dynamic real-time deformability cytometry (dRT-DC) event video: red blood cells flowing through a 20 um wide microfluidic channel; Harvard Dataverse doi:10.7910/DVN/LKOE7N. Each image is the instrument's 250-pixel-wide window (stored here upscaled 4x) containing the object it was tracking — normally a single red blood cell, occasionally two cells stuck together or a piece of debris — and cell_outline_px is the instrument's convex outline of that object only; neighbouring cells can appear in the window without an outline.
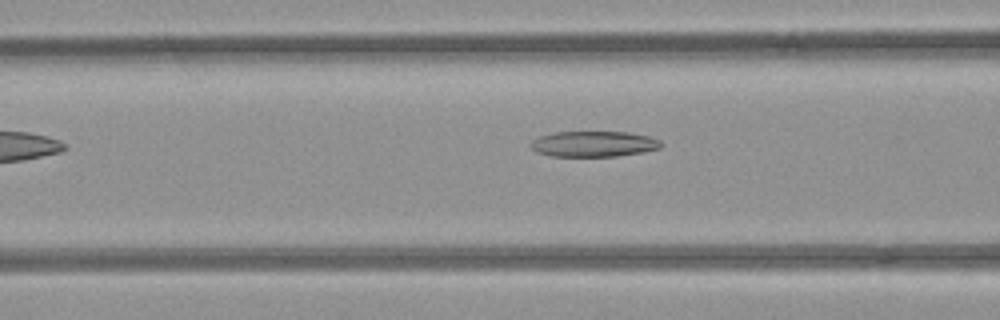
{"species": "common noctule bat (a hibernating species)", "species_latin": "Nyctalus noctula", "temperature_condition": "room temperature", "stored_images_in_passage": 37, "camera_frame_rate_fps": 3000, "um_per_image_px": 0.085, "animal": {"sex": "female", "body_mass_g": 21.9}, "frame": {"image": 1, "passage_image": 5, "time_ms": 1.333, "image_size_px": [1000, 320], "cell_outline_px": [[664, 144], [660, 148], [644, 152], [616, 156], [552, 156], [536, 152], [528, 144], [532, 140], [540, 136], [556, 132], [628, 132], [648, 136], [660, 140]], "centroid_in_image_um": [50.47, 12.23], "position_along_channel_um": 116.1, "area_um2": 19.54}}
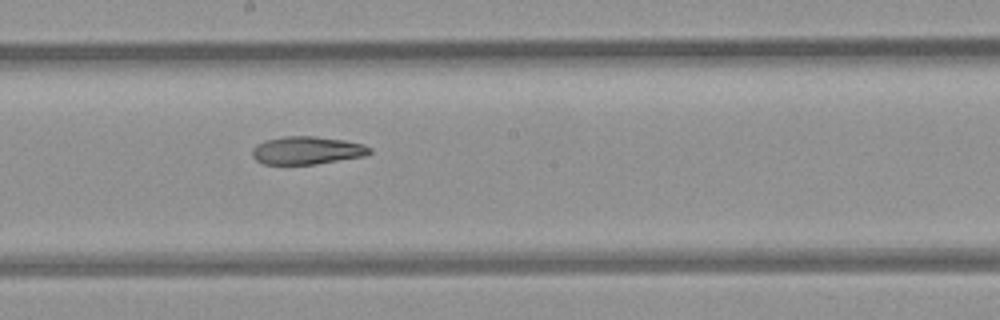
{"frame": {"image": 2, "passage_image": 13, "time_ms": 4.0, "image_size_px": [1000, 320], "cell_outline_px": [[372, 152], [364, 156], [316, 164], [264, 164], [256, 160], [252, 156], [252, 148], [256, 144], [264, 140], [284, 136], [316, 136], [344, 140], [364, 144], [372, 148]], "centroid_in_image_um": [26.09, 12.77], "position_along_channel_um": 222.1, "area_um2": 19.25}}
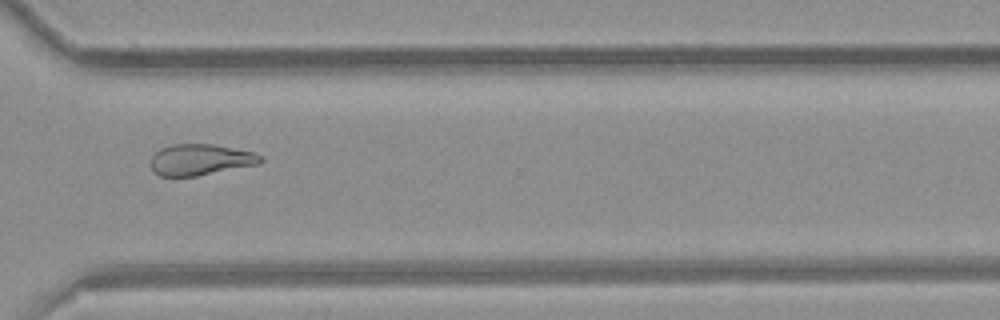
{"frame": {"image": 3, "passage_image": 23, "time_ms": 7.333, "image_size_px": [1000, 320], "cell_outline_px": [[264, 160], [260, 164], [196, 176], [160, 176], [152, 172], [148, 164], [152, 156], [160, 148], [172, 144], [212, 144], [252, 152], [264, 156]], "centroid_in_image_um": [17.0, 13.58], "position_along_channel_um": 353.6, "area_um2": 20.17}}